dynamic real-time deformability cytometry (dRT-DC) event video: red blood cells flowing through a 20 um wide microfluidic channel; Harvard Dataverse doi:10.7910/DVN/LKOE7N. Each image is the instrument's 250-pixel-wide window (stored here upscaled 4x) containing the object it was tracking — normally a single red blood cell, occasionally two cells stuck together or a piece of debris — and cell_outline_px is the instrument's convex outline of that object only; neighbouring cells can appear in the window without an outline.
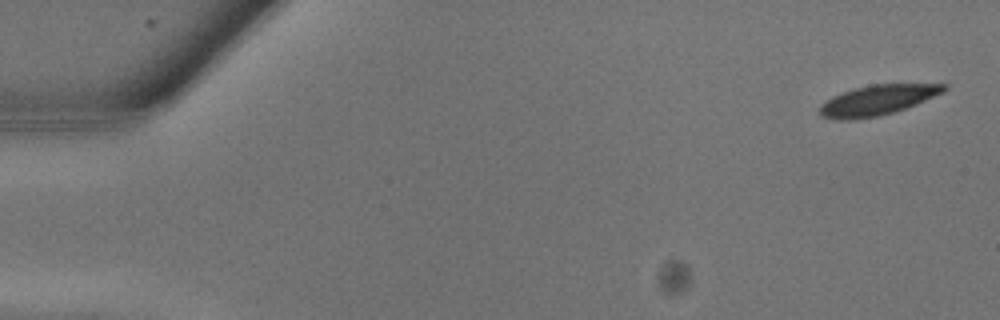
{"species": "common noctule bat (a hibernating species)", "species_latin": "Nyctalus noctula", "temperature_condition": "warm", "stored_images_in_passage": 13, "camera_frame_rate_fps": 3000, "um_per_image_px": 0.085, "animal": {"sex": "male", "body_mass_g": 13.3}, "frame": {"image": 1, "passage_image": 1, "time_ms": 0.0, "image_size_px": [1000, 320], "cell_outline_px": [[948, 88], [944, 92], [916, 104], [892, 112], [876, 116], [852, 120], [836, 120], [820, 116], [820, 104], [832, 96], [856, 88], [872, 84], [948, 84]], "centroid_in_image_um": [74.57, 8.51], "position_along_channel_um": 10.4, "area_um2": 21.62}}
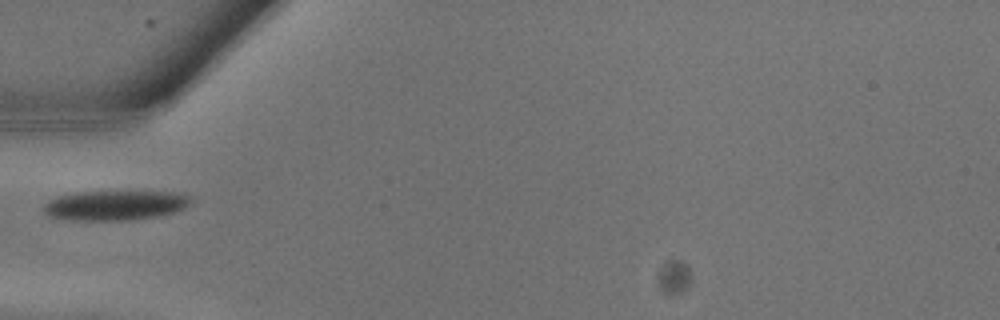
{"frame": {"image": 2, "passage_image": 9, "time_ms": 2.667, "image_size_px": [1000, 320], "cell_outline_px": [[192, 200], [184, 208], [160, 216], [132, 220], [68, 220], [48, 216], [40, 208], [48, 200], [56, 196], [72, 192], [176, 192], [192, 196]], "centroid_in_image_um": [9.72, 17.45], "position_along_channel_um": 75.3, "area_um2": 25.78}}
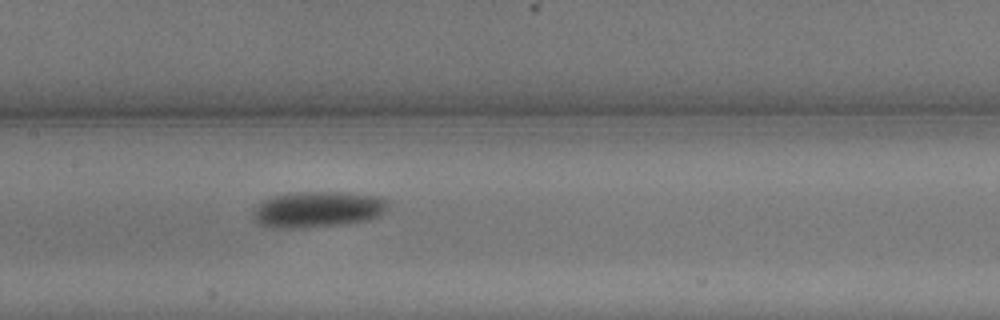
{"frame": {"image": 3, "passage_image": 13, "time_ms": 4.0, "image_size_px": [1000, 320], "cell_outline_px": [[392, 200], [388, 208], [380, 216], [368, 220], [340, 224], [292, 228], [268, 228], [256, 224], [252, 220], [252, 212], [264, 200], [288, 192], [348, 192], [380, 196]], "centroid_in_image_um": [27.04, 17.79], "position_along_channel_um": 180.4, "area_um2": 28.78}}